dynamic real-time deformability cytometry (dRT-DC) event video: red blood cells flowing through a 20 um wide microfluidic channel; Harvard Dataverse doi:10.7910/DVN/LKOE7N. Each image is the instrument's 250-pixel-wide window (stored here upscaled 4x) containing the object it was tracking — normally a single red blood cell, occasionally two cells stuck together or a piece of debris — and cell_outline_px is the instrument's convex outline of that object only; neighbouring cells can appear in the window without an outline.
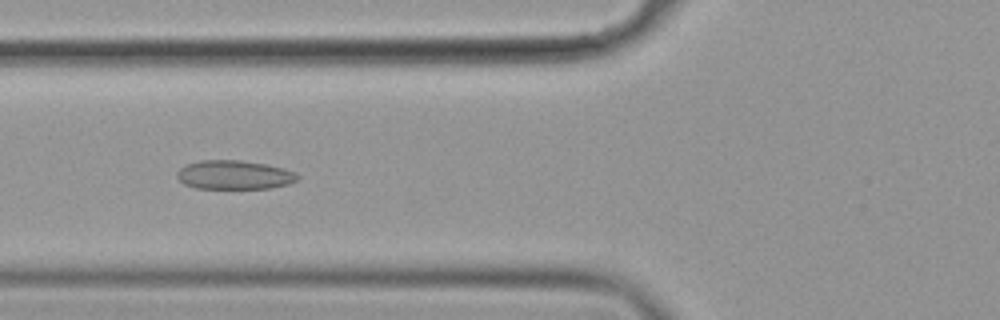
{"species": "common noctule bat (a hibernating species)", "species_latin": "Nyctalus noctula", "temperature_condition": "cold", "stored_images_in_passage": 49, "camera_frame_rate_fps": 3000, "um_per_image_px": 0.085, "animal": {"sex": "female", "body_mass_g": 19.9}, "frame": {"image": 1, "passage_image": 14, "time_ms": 4.333, "image_size_px": [1000, 320], "cell_outline_px": [[300, 180], [288, 184], [272, 188], [196, 188], [184, 184], [176, 176], [176, 172], [180, 168], [188, 164], [200, 160], [240, 160], [268, 164], [284, 168], [296, 172], [300, 176]], "centroid_in_image_um": [19.96, 14.86], "position_along_channel_um": 105.8, "area_um2": 20.52}}
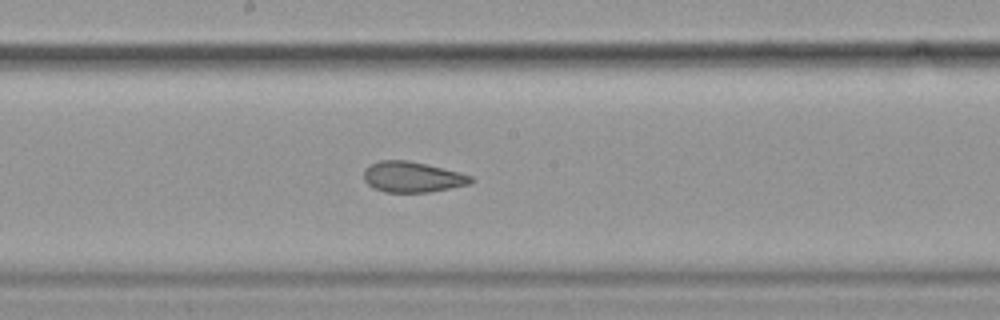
{"frame": {"image": 2, "passage_image": 23, "time_ms": 7.333, "image_size_px": [1000, 320], "cell_outline_px": [[476, 180], [472, 184], [428, 192], [384, 192], [372, 188], [364, 180], [364, 168], [380, 160], [408, 160], [460, 172], [472, 176]], "centroid_in_image_um": [35.07, 15.05], "position_along_channel_um": 213.1, "area_um2": 19.25}}
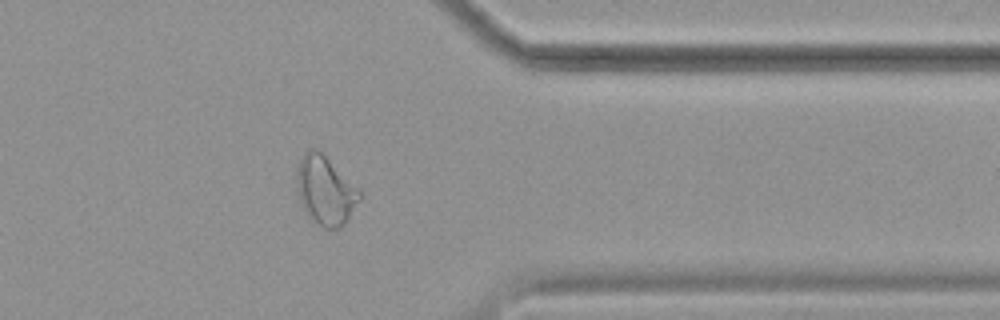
{"frame": {"image": 3, "passage_image": 38, "time_ms": 12.333, "image_size_px": [1000, 320], "cell_outline_px": [[360, 200], [348, 220], [340, 228], [324, 228], [308, 220], [300, 204], [296, 188], [296, 172], [300, 160], [304, 152], [308, 148], [316, 148], [360, 192]], "centroid_in_image_um": [27.59, 16.25], "position_along_channel_um": 383.8, "area_um2": 25.09}, "authors_computed_cell_mechanics": {"area_um2": 22.7154, "velocity_mm_per_s": 3.5762, "shape_relaxation_time_tau1_ms": null, "shape_relaxation_time_tau2_ms": 1.7424, "deformation_change_tau1": null, "deformation_change_tau2": 0.0825}}